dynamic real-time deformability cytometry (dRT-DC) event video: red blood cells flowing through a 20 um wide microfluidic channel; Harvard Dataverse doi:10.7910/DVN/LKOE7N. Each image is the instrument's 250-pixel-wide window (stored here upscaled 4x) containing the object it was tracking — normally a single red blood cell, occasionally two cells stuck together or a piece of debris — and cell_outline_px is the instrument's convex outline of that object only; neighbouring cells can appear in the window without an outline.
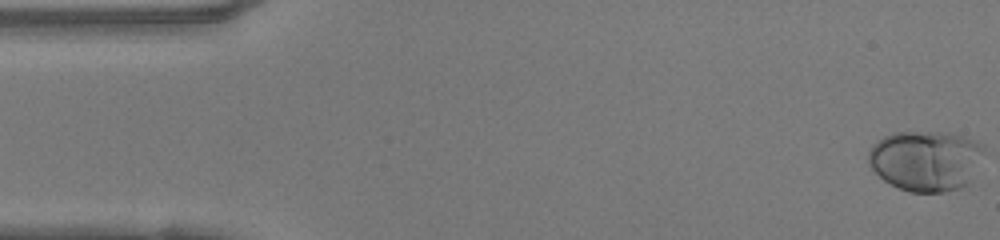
{"species": "human", "species_latin": "Homo sapiens", "temperature_condition": "warm", "stored_images_in_passage": 49, "camera_frame_rate_fps": 3000, "um_per_image_px": 0.085, "donor": {"sex": "female"}, "frame": {"image": 1, "passage_image": 1, "time_ms": 0.0, "image_size_px": [1000, 240], "cell_outline_px": [[984, 148], [968, 184], [960, 188], [944, 192], [908, 192], [884, 180], [868, 164], [868, 152], [872, 144], [876, 140], [892, 132], [944, 132], [976, 140], [984, 144]], "centroid_in_image_um": [78.65, 13.64], "position_along_channel_um": 6.3, "area_um2": 40.63}}
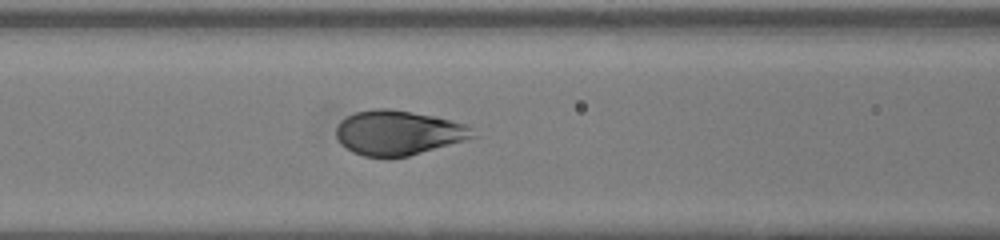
{"frame": {"image": 2, "passage_image": 20, "time_ms": 6.333, "image_size_px": [1000, 240], "cell_outline_px": [[476, 136], [464, 140], [408, 156], [364, 156], [352, 152], [340, 144], [336, 136], [336, 128], [340, 120], [356, 112], [372, 108], [388, 108], [436, 116], [464, 124]], "centroid_in_image_um": [33.78, 11.27], "position_along_channel_um": 132.8, "area_um2": 35.08}}
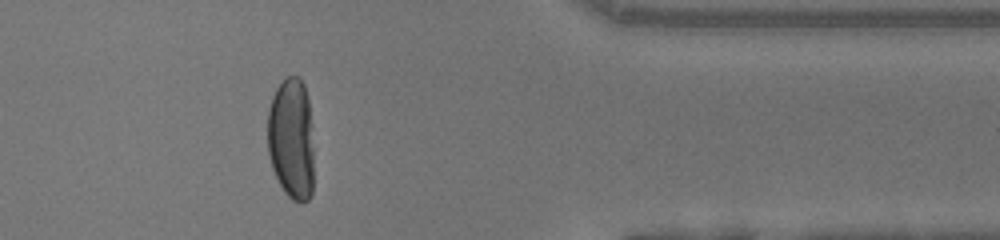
{"frame": {"image": 3, "passage_image": 40, "time_ms": 13.0, "image_size_px": [1000, 240], "cell_outline_px": [[312, 192], [308, 200], [300, 204], [292, 200], [284, 192], [272, 168], [268, 152], [268, 108], [272, 96], [276, 88], [288, 76], [300, 76], [304, 84], [308, 100], [312, 148]], "centroid_in_image_um": [24.75, 11.81], "position_along_channel_um": 386.7, "area_um2": 32.71}, "authors_computed_cell_mechanics": {"area_um2": 37.3388, "velocity_mm_per_s": 4.1541, "shape_relaxation_time_tau1_ms": 5.769, "shape_relaxation_time_tau2_ms": null, "deformation_change_tau1": 0.2734, "deformation_change_tau2": null}}